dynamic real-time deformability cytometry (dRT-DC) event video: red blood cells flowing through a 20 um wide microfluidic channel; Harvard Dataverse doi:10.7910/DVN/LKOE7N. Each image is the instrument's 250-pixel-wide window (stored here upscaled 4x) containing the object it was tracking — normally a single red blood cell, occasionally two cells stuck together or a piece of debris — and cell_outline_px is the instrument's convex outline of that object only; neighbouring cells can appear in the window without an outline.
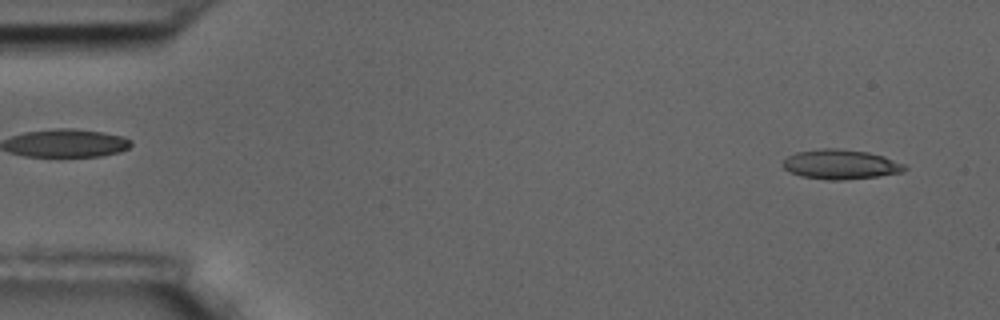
{"species": "common noctule bat (a hibernating species)", "species_latin": "Nyctalus noctula", "temperature_condition": "room temperature", "stored_images_in_passage": 55, "camera_frame_rate_fps": 3000, "um_per_image_px": 0.085, "animal": {"sex": "male", "body_mass_g": 17.5, "forearm_length_mm": 52.3}, "frame": {"image": 1, "passage_image": 3, "time_ms": 0.667, "image_size_px": [1000, 320], "cell_outline_px": [[908, 168], [904, 172], [876, 176], [840, 180], [828, 180], [800, 176], [784, 168], [780, 164], [788, 156], [796, 152], [824, 148], [840, 148], [868, 152], [884, 156], [904, 164]], "centroid_in_image_um": [71.45, 13.96], "position_along_channel_um": 13.5, "area_um2": 21.04}}
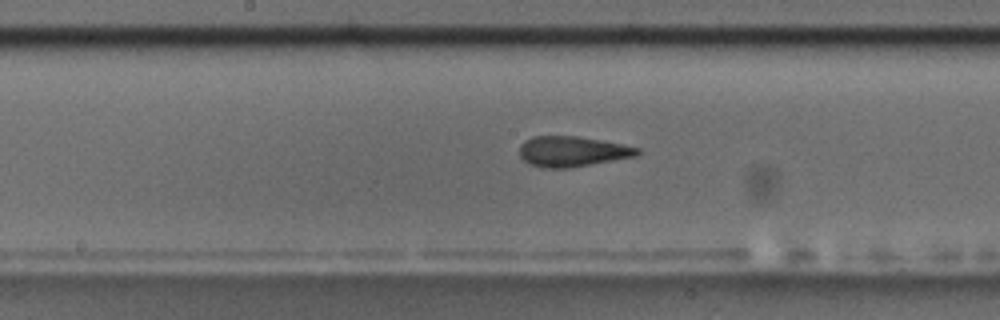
{"frame": {"image": 2, "passage_image": 28, "time_ms": 9.0, "image_size_px": [1000, 320], "cell_outline_px": [[640, 152], [636, 156], [568, 168], [544, 168], [528, 164], [520, 156], [520, 144], [524, 140], [532, 136], [576, 136], [600, 140], [640, 148]], "centroid_in_image_um": [48.59, 12.87], "position_along_channel_um": 199.6, "area_um2": 20.75}}
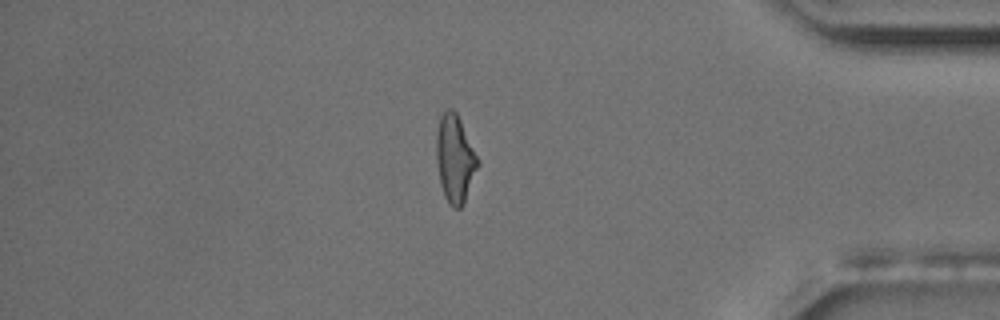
{"frame": {"image": 3, "passage_image": 47, "time_ms": 15.333, "image_size_px": [1000, 320], "cell_outline_px": [[480, 164], [464, 204], [460, 208], [452, 208], [448, 204], [444, 196], [440, 184], [436, 160], [436, 136], [440, 116], [448, 108], [452, 108], [456, 112], [480, 160]], "centroid_in_image_um": [38.68, 13.53], "position_along_channel_um": 396.5, "area_um2": 21.44}, "authors_computed_cell_mechanics": {"area_um2": 20.9236, "velocity_mm_per_s": 3.5986, "shape_relaxation_time_tau1_ms": 3.9245, "shape_relaxation_time_tau2_ms": 1.611, "deformation_change_tau1": 0.1545, "deformation_change_tau2": 0.1027}}